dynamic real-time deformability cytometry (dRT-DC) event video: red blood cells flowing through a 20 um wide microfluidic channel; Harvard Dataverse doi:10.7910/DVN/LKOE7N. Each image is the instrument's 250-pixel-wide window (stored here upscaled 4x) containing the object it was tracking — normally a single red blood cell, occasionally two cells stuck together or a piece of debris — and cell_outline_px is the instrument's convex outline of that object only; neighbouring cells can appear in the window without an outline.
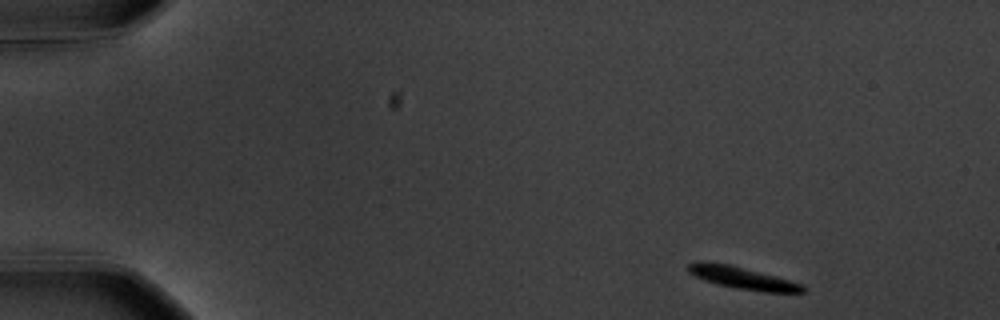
{"species": "common noctule bat (a hibernating species)", "species_latin": "Nyctalus noctula", "temperature_condition": "warm", "stored_images_in_passage": 52, "camera_frame_rate_fps": 3000, "um_per_image_px": 0.085, "animal": {"sex": "male", "body_mass_g": 20.1, "forearm_length_mm": 53.5}, "frame": {"image": 1, "passage_image": 1, "time_ms": 0.0, "image_size_px": [1000, 320], "cell_outline_px": [[804, 292], [764, 292], [736, 288], [716, 284], [704, 280], [688, 272], [688, 264], [700, 260], [708, 260], [732, 264], [776, 276], [800, 284], [804, 288]], "centroid_in_image_um": [63.02, 23.59], "position_along_channel_um": 22.0, "area_um2": 14.91}}
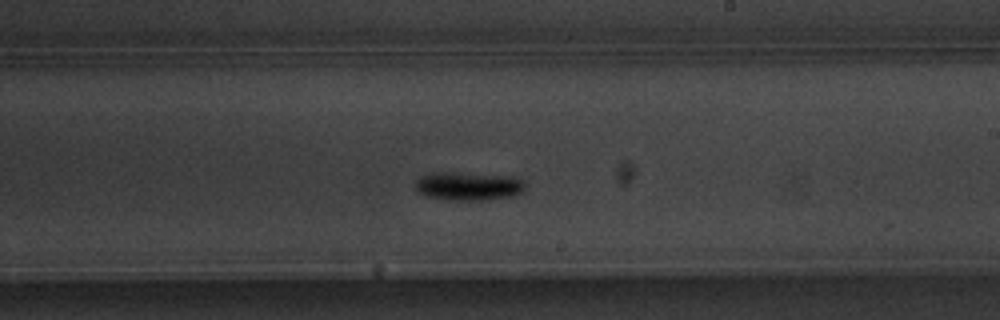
{"frame": {"image": 2, "passage_image": 29, "time_ms": 9.333, "image_size_px": [1000, 320], "cell_outline_px": [[524, 192], [516, 196], [480, 200], [448, 200], [424, 196], [416, 192], [416, 180], [420, 176], [432, 172], [436, 172], [516, 176], [524, 180]], "centroid_in_image_um": [39.82, 15.83], "position_along_channel_um": 249.2, "area_um2": 18.44}}
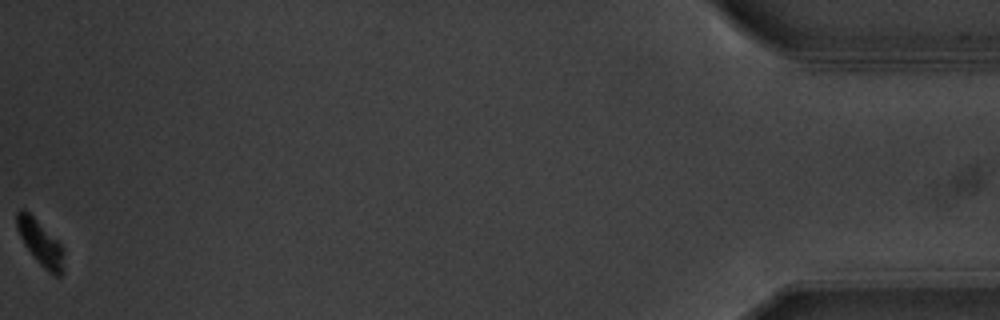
{"frame": {"image": 3, "passage_image": 52, "time_ms": 17.0, "image_size_px": [1000, 320], "cell_outline_px": [[64, 272], [60, 276], [56, 276], [48, 272], [36, 260], [24, 244], [16, 228], [16, 212], [20, 208], [24, 208], [64, 248]], "centroid_in_image_um": [3.44, 20.67], "position_along_channel_um": 431.8, "area_um2": 12.31}, "authors_computed_cell_mechanics": {"area_um2": 15.9239, "velocity_mm_per_s": 3.5234, "shape_relaxation_time_tau1_ms": 3.1819, "shape_relaxation_time_tau2_ms": null, "deformation_change_tau1": 0.1937, "deformation_change_tau2": null}}